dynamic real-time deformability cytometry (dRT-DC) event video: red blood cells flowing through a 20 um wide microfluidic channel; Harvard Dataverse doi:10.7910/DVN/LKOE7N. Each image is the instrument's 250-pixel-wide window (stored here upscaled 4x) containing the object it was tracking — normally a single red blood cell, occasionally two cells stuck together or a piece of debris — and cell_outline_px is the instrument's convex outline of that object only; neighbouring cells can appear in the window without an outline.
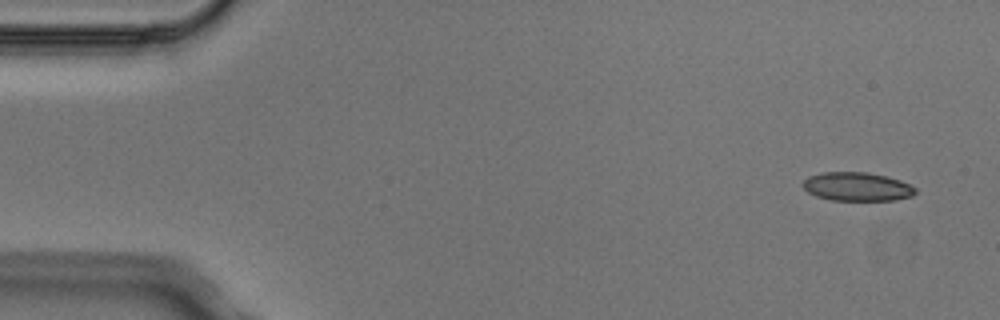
{"species": "Egyptian fruit bat (a non-hibernating species)", "species_latin": "Rousettus aegyptiacus", "temperature_condition": "cold", "stored_images_in_passage": 3, "segment_of_instrument_passage": [2, 2], "camera_frame_rate_fps": 3000, "um_per_image_px": 0.085, "animal": {"sex": "male"}, "frame": {"image": 1, "passage_image": 3, "time_ms": 0.667, "image_size_px": [1000, 320], "cell_outline_px": [[916, 192], [912, 196], [896, 200], [832, 200], [816, 196], [808, 192], [800, 184], [808, 176], [820, 172], [868, 172], [888, 176], [900, 180], [916, 188]], "centroid_in_image_um": [72.83, 15.85], "position_along_channel_um": 12.2, "area_um2": 18.96}}